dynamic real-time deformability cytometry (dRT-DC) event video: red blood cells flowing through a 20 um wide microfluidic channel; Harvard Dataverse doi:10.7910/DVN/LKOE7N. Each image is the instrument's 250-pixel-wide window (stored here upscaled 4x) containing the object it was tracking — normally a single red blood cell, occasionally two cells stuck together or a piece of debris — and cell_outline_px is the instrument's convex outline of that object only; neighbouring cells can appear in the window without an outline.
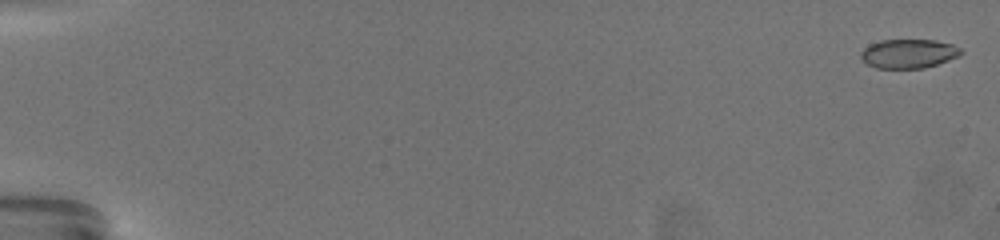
{"species": "common noctule bat (a hibernating species)", "species_latin": "Nyctalus noctula", "temperature_condition": "warm", "stored_images_in_passage": 63, "camera_frame_rate_fps": 3000, "um_per_image_px": 0.085, "animal": {"sex": "female", "body_mass_g": 19.5, "forearm_length_mm": 54.1}, "frame": {"image": 1, "passage_image": 2, "time_ms": 0.333, "image_size_px": [1000, 240], "cell_outline_px": [[964, 52], [960, 56], [924, 68], [876, 68], [860, 60], [860, 52], [868, 44], [880, 40], [936, 40], [952, 44], [960, 48]], "centroid_in_image_um": [77.21, 4.55], "position_along_channel_um": 7.8, "area_um2": 17.11}}
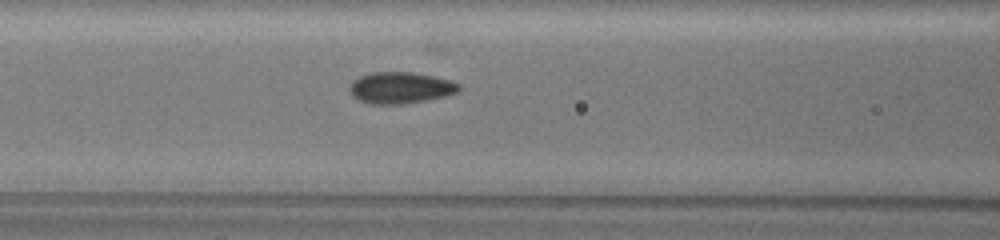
{"frame": {"image": 2, "passage_image": 30, "time_ms": 9.667, "image_size_px": [1000, 240], "cell_outline_px": [[460, 92], [428, 100], [404, 104], [372, 104], [360, 100], [352, 96], [352, 84], [360, 76], [372, 72], [412, 72], [452, 80], [460, 84]], "centroid_in_image_um": [34.12, 7.46], "position_along_channel_um": 132.5, "area_um2": 19.88}}
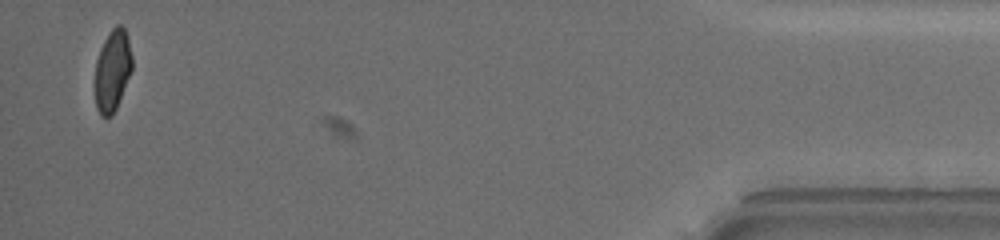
{"frame": {"image": 3, "passage_image": 62, "time_ms": 20.333, "image_size_px": [1000, 240], "cell_outline_px": [[132, 68], [116, 108], [112, 116], [100, 116], [96, 108], [92, 88], [96, 60], [100, 48], [108, 32], [116, 24], [120, 24], [124, 28], [128, 36], [132, 56]], "centroid_in_image_um": [9.51, 6.0], "position_along_channel_um": 425.7, "area_um2": 18.21}, "authors_computed_cell_mechanics": {"area_um2": 18.7272, "velocity_mm_per_s": 3.453, "shape_relaxation_time_tau1_ms": null, "shape_relaxation_time_tau2_ms": 0.7753, "deformation_change_tau1": null, "deformation_change_tau2": 0.0578}}